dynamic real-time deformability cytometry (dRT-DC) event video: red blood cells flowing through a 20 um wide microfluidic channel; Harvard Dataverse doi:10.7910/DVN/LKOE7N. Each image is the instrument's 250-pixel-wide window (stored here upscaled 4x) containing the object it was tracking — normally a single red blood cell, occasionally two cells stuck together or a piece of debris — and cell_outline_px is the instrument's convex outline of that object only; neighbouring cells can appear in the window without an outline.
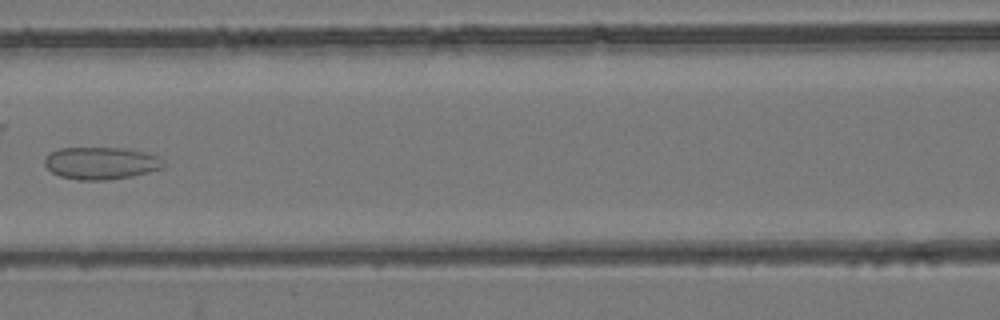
{"species": "common noctule bat (a hibernating species)", "species_latin": "Nyctalus noctula", "temperature_condition": "room temperature", "stored_images_in_passage": 7, "camera_frame_rate_fps": 3000, "um_per_image_px": 0.085, "animal": {"sex": "female", "body_mass_g": 24.6, "forearm_length_mm": 56.2}, "frame": {"image": 1, "passage_image": 7, "time_ms": 7.0, "image_size_px": [1000, 320], "cell_outline_px": [[164, 168], [132, 176], [108, 180], [80, 180], [60, 176], [52, 172], [44, 164], [44, 160], [52, 152], [60, 148], [124, 148], [144, 152], [160, 156], [164, 164]], "centroid_in_image_um": [8.62, 13.87], "position_along_channel_um": 158.0, "area_um2": 22.31}}